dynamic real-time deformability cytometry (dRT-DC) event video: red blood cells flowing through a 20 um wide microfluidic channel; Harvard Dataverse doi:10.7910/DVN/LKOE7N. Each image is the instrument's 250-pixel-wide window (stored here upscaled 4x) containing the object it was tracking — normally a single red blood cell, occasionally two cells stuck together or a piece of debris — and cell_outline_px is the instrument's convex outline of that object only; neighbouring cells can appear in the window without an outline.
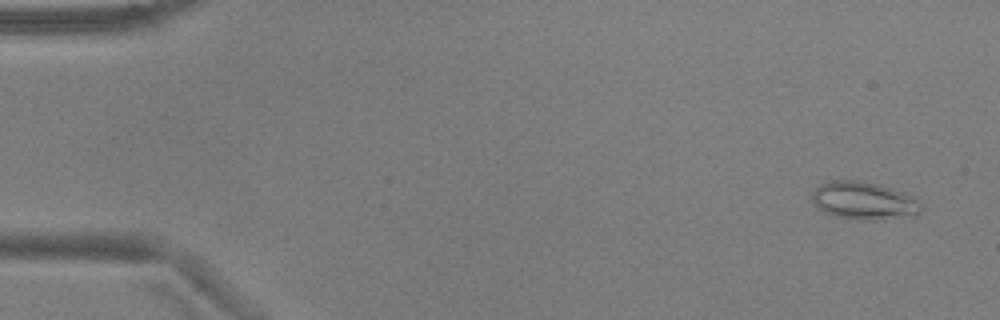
{"species": "common noctule bat (a hibernating species)", "species_latin": "Nyctalus noctula", "temperature_condition": "warm", "stored_images_in_passage": 54, "camera_frame_rate_fps": 3000, "um_per_image_px": 0.085, "animal": {"sex": "male", "body_mass_g": 17.9, "forearm_length_mm": 54.2}, "frame": {"image": 1, "passage_image": 3, "time_ms": 0.667, "image_size_px": [1000, 320], "cell_outline_px": [[924, 208], [916, 216], [876, 220], [860, 220], [832, 216], [824, 212], [812, 204], [812, 192], [820, 184], [832, 180], [856, 180], [880, 184], [904, 192], [920, 200]], "centroid_in_image_um": [73.46, 17.07], "position_along_channel_um": 11.5, "area_um2": 24.62}}
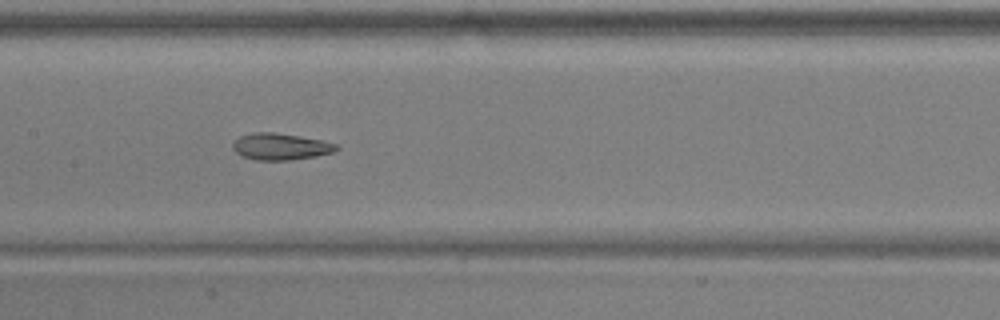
{"frame": {"image": 2, "passage_image": 27, "time_ms": 8.667, "image_size_px": [1000, 320], "cell_outline_px": [[340, 148], [332, 152], [316, 156], [292, 160], [256, 160], [244, 156], [236, 152], [232, 148], [232, 144], [240, 136], [252, 132], [272, 132], [300, 136], [320, 140], [336, 144]], "centroid_in_image_um": [23.84, 12.46], "position_along_channel_um": 183.6, "area_um2": 15.95}}
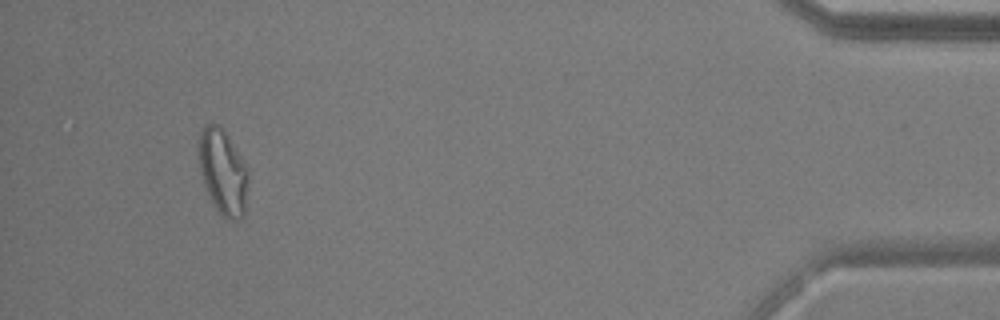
{"frame": {"image": 3, "passage_image": 51, "time_ms": 16.667, "image_size_px": [1000, 320], "cell_outline_px": [[248, 180], [244, 216], [240, 220], [228, 220], [220, 216], [204, 184], [200, 172], [200, 132], [212, 120], [224, 128], [244, 164], [248, 172]], "centroid_in_image_um": [18.97, 14.64], "position_along_channel_um": 416.2, "area_um2": 24.33}, "authors_computed_cell_mechanics": {"area_um2": 19.2185, "velocity_mm_per_s": 3.7228, "shape_relaxation_time_tau1_ms": 9.577, "shape_relaxation_time_tau2_ms": 2.206, "deformation_change_tau1": 0.2382, "deformation_change_tau2": 0.0924}}